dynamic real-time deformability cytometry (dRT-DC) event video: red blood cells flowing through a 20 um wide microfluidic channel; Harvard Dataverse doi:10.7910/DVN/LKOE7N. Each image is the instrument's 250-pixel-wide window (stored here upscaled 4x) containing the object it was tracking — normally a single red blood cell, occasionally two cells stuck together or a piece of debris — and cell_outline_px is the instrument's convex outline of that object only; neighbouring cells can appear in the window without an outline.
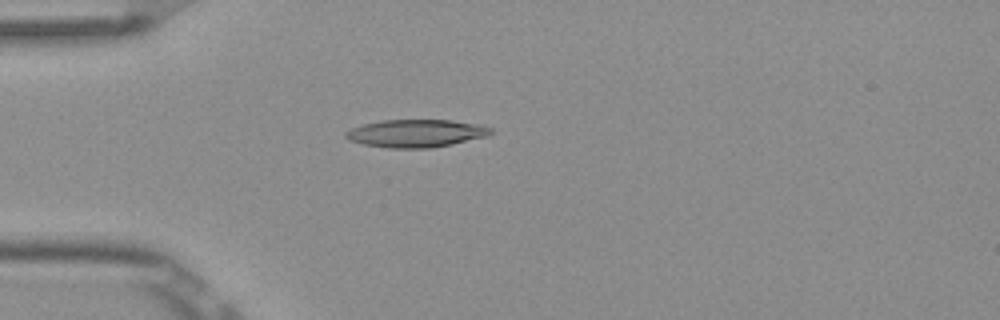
{"species": "Egyptian fruit bat (a non-hibernating species)", "species_latin": "Rousettus aegyptiacus", "temperature_condition": "room temperature", "stored_images_in_passage": 6, "camera_frame_rate_fps": 3000, "um_per_image_px": 0.085, "frame": {"image": 1, "passage_image": 4, "time_ms": 1.0, "image_size_px": [1000, 320], "cell_outline_px": [[492, 132], [488, 136], [452, 144], [432, 148], [388, 148], [364, 144], [348, 140], [344, 136], [344, 132], [352, 128], [364, 124], [384, 120], [452, 120], [476, 124], [492, 128]], "centroid_in_image_um": [35.35, 11.34], "position_along_channel_um": 49.6, "area_um2": 23.41}}
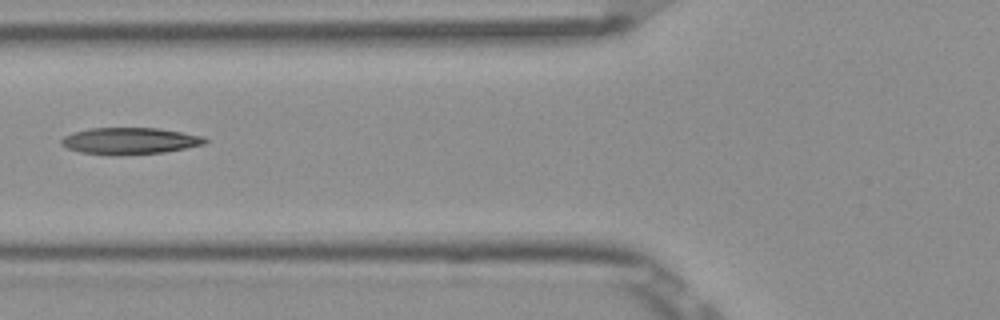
{"frame": {"image": 2, "passage_image": 6, "time_ms": 1.667, "image_size_px": [1000, 320], "cell_outline_px": [[208, 140], [204, 144], [164, 152], [120, 156], [116, 156], [80, 152], [68, 148], [60, 144], [60, 140], [64, 136], [72, 132], [88, 128], [160, 128], [204, 136]], "centroid_in_image_um": [11.0, 11.98], "position_along_channel_um": 114.8, "area_um2": 22.54}}